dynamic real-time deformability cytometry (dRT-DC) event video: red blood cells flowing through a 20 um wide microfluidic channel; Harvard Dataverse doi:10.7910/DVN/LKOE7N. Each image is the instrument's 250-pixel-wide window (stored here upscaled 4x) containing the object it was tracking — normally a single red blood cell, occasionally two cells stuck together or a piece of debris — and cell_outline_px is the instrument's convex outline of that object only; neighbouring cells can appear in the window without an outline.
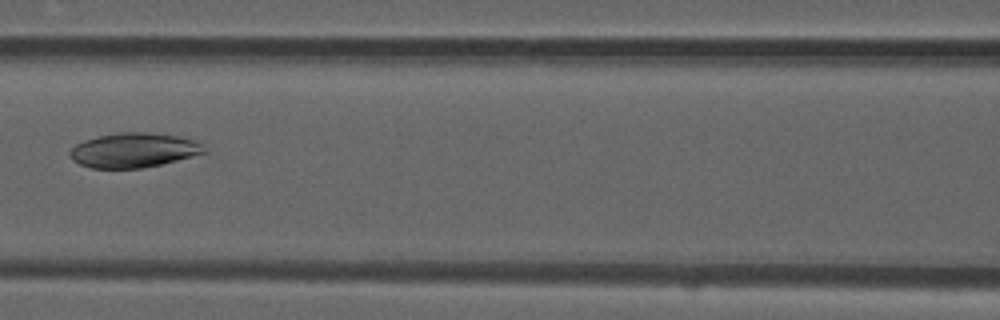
{"species": "common noctule bat (a hibernating species)", "species_latin": "Nyctalus noctula", "temperature_condition": "room temperature", "stored_images_in_passage": 7, "camera_frame_rate_fps": 3000, "um_per_image_px": 0.085, "animal": {"sex": "male", "forearm_length_mm": 52.5}, "frame": {"image": 1, "passage_image": 6, "time_ms": 1.667, "image_size_px": [1000, 320], "cell_outline_px": [[208, 152], [160, 164], [140, 168], [92, 168], [80, 164], [72, 160], [68, 156], [68, 152], [76, 144], [84, 140], [116, 132], [144, 132], [180, 136], [192, 140], [200, 144]], "centroid_in_image_um": [11.32, 12.76], "position_along_channel_um": 155.3, "area_um2": 26.88}}
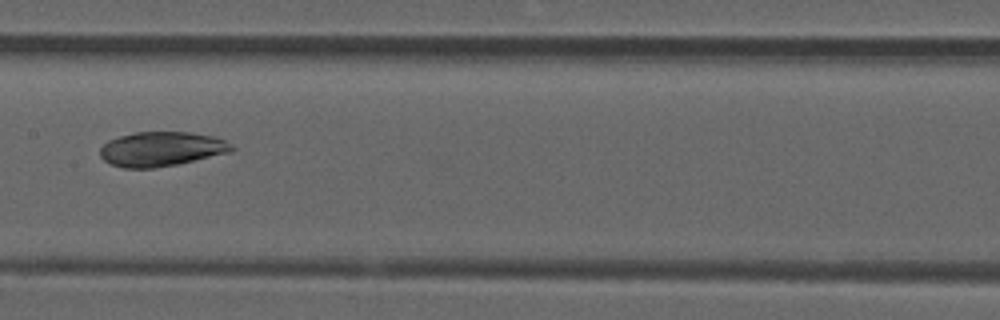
{"frame": {"image": 2, "passage_image": 7, "time_ms": 2.0, "image_size_px": [1000, 320], "cell_outline_px": [[236, 148], [232, 152], [176, 164], [152, 168], [124, 168], [112, 164], [104, 160], [100, 156], [100, 148], [108, 140], [120, 136], [136, 132], [188, 132], [212, 136], [224, 140], [232, 144]], "centroid_in_image_um": [13.73, 12.66], "position_along_channel_um": 193.7, "area_um2": 26.36}}